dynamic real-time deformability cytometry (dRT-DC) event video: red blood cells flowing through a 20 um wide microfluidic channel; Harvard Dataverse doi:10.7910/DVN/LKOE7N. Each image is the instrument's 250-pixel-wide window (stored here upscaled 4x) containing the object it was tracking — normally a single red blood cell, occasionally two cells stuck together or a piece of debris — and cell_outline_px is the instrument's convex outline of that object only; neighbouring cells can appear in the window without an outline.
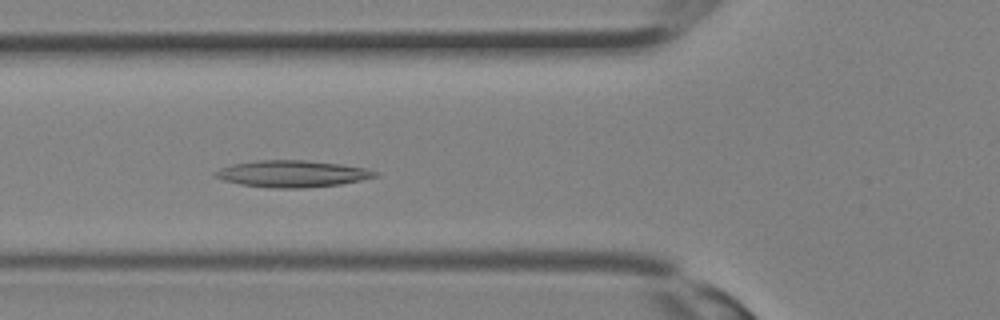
{"species": "Egyptian fruit bat (a non-hibernating species)", "species_latin": "Rousettus aegyptiacus", "temperature_condition": "room temperature", "stored_images_in_passage": 31, "camera_frame_rate_fps": 3000, "um_per_image_px": 0.085, "animal": {"sex": "female"}, "frame": {"image": 1, "passage_image": 11, "time_ms": 3.333, "image_size_px": [1000, 320], "cell_outline_px": [[380, 176], [340, 184], [304, 188], [272, 188], [240, 184], [224, 180], [212, 176], [212, 172], [220, 168], [232, 164], [256, 160], [308, 160], [340, 164], [368, 168], [380, 172]], "centroid_in_image_um": [24.85, 14.76], "position_along_channel_um": 100.9, "area_um2": 25.14}}
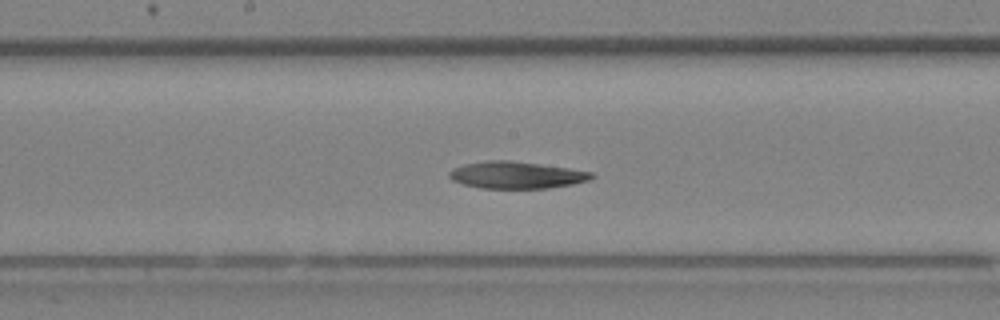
{"frame": {"image": 2, "passage_image": 16, "time_ms": 5.0, "image_size_px": [1000, 320], "cell_outline_px": [[596, 176], [588, 180], [572, 184], [548, 188], [480, 188], [464, 184], [452, 180], [448, 176], [448, 172], [452, 168], [464, 164], [488, 160], [512, 160], [568, 168], [592, 172]], "centroid_in_image_um": [43.86, 14.87], "position_along_channel_um": 204.3, "area_um2": 22.37}}
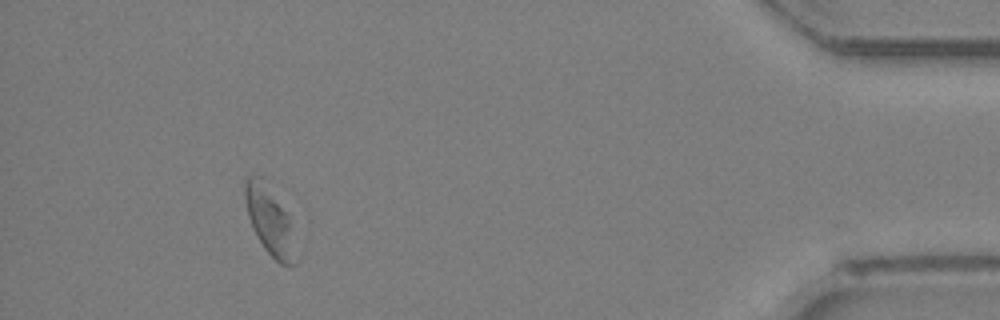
{"frame": {"image": 3, "passage_image": 29, "time_ms": 9.333, "image_size_px": [1000, 320], "cell_outline_px": [[300, 260], [296, 264], [280, 264], [264, 248], [256, 236], [252, 228], [248, 216], [244, 200], [244, 184], [248, 176], [260, 176], [296, 220], [300, 256]], "centroid_in_image_um": [23.08, 18.84], "position_along_channel_um": 412.1, "area_um2": 21.96}}